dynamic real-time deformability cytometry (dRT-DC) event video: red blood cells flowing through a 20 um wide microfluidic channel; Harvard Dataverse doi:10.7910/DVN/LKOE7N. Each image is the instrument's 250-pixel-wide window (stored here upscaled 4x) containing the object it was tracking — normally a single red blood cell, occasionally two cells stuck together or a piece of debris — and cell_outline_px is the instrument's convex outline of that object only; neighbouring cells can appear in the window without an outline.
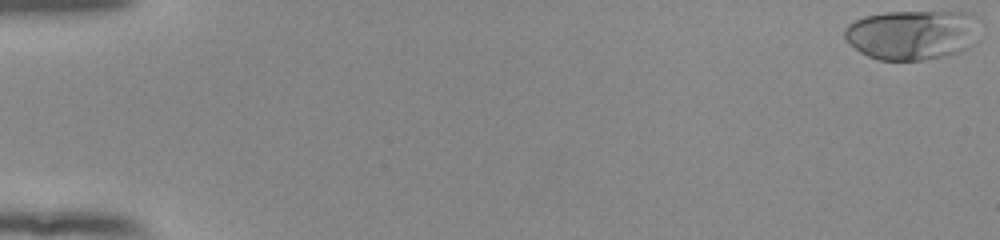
{"species": "human", "species_latin": "Homo sapiens", "temperature_condition": "room temperature", "stored_images_in_passage": 54, "camera_frame_rate_fps": 3000, "um_per_image_px": 0.085, "donor": {"sex": "female"}, "frame": {"image": 1, "passage_image": 1, "time_ms": 0.0, "image_size_px": [1000, 240], "cell_outline_px": [[980, 40], [976, 44], [960, 52], [920, 60], [880, 60], [868, 56], [860, 52], [848, 44], [844, 36], [844, 28], [848, 24], [864, 16], [884, 12], [972, 12], [976, 16]], "centroid_in_image_um": [77.58, 2.94], "position_along_channel_um": 7.4, "area_um2": 39.82}}
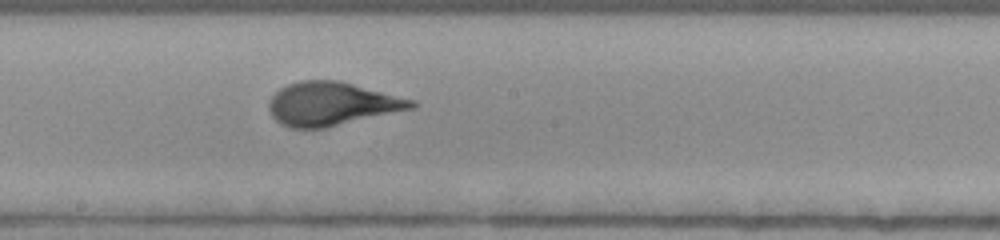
{"frame": {"image": 2, "passage_image": 31, "time_ms": 10.0, "image_size_px": [1000, 240], "cell_outline_px": [[420, 104], [416, 108], [324, 128], [288, 128], [280, 124], [272, 116], [268, 108], [268, 100], [280, 88], [288, 84], [300, 80], [340, 80], [416, 100]], "centroid_in_image_um": [28.23, 8.82], "position_along_channel_um": 220.0, "area_um2": 36.53}}
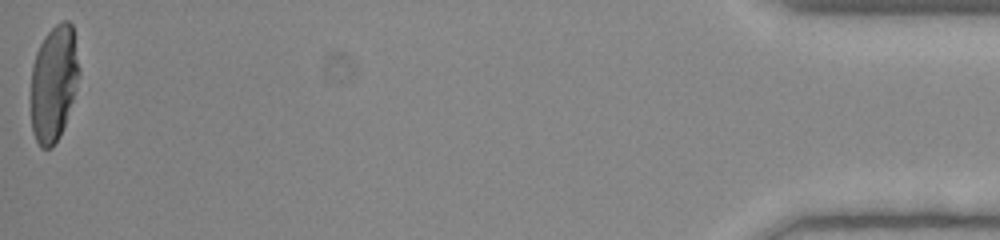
{"frame": {"image": 3, "passage_image": 54, "time_ms": 17.667, "image_size_px": [1000, 240], "cell_outline_px": [[80, 72], [76, 88], [60, 136], [52, 148], [40, 148], [32, 132], [32, 64], [36, 52], [44, 36], [56, 24], [64, 20], [68, 20], [72, 24], [80, 68]], "centroid_in_image_um": [4.57, 7.05], "position_along_channel_um": 430.6, "area_um2": 32.43}, "authors_computed_cell_mechanics": {"area_um2": 35.836, "velocity_mm_per_s": 3.9104, "shape_relaxation_time_tau1_ms": 4.6157, "shape_relaxation_time_tau2_ms": null, "deformation_change_tau1": 0.2295, "deformation_change_tau2": null}}